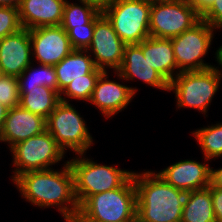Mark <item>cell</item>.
<instances>
[{"label": "cell", "instance_id": "f546056e", "mask_svg": "<svg viewBox=\"0 0 222 222\" xmlns=\"http://www.w3.org/2000/svg\"><path fill=\"white\" fill-rule=\"evenodd\" d=\"M201 19L215 29H222V0H214L212 5L201 15Z\"/></svg>", "mask_w": 222, "mask_h": 222}, {"label": "cell", "instance_id": "1f68e13d", "mask_svg": "<svg viewBox=\"0 0 222 222\" xmlns=\"http://www.w3.org/2000/svg\"><path fill=\"white\" fill-rule=\"evenodd\" d=\"M196 11L202 15L214 2V0H187Z\"/></svg>", "mask_w": 222, "mask_h": 222}, {"label": "cell", "instance_id": "4dcf8cb0", "mask_svg": "<svg viewBox=\"0 0 222 222\" xmlns=\"http://www.w3.org/2000/svg\"><path fill=\"white\" fill-rule=\"evenodd\" d=\"M211 198L216 222H222V188L211 186Z\"/></svg>", "mask_w": 222, "mask_h": 222}, {"label": "cell", "instance_id": "277c9868", "mask_svg": "<svg viewBox=\"0 0 222 222\" xmlns=\"http://www.w3.org/2000/svg\"><path fill=\"white\" fill-rule=\"evenodd\" d=\"M79 155V156H78ZM78 157V158H77ZM68 161L74 176L75 195L81 206L91 195L121 187L133 174L114 166L101 165L77 154Z\"/></svg>", "mask_w": 222, "mask_h": 222}, {"label": "cell", "instance_id": "e0dca14e", "mask_svg": "<svg viewBox=\"0 0 222 222\" xmlns=\"http://www.w3.org/2000/svg\"><path fill=\"white\" fill-rule=\"evenodd\" d=\"M46 130V119L17 105L8 110L0 141L8 143L9 148Z\"/></svg>", "mask_w": 222, "mask_h": 222}, {"label": "cell", "instance_id": "44dd1931", "mask_svg": "<svg viewBox=\"0 0 222 222\" xmlns=\"http://www.w3.org/2000/svg\"><path fill=\"white\" fill-rule=\"evenodd\" d=\"M19 105L28 111L47 119L60 102V94L49 87L19 88Z\"/></svg>", "mask_w": 222, "mask_h": 222}, {"label": "cell", "instance_id": "6da1fadb", "mask_svg": "<svg viewBox=\"0 0 222 222\" xmlns=\"http://www.w3.org/2000/svg\"><path fill=\"white\" fill-rule=\"evenodd\" d=\"M62 169L27 171L14 180L17 190L34 206H55L63 218L76 216L80 205L75 195L74 176L68 160Z\"/></svg>", "mask_w": 222, "mask_h": 222}, {"label": "cell", "instance_id": "f1b7e54d", "mask_svg": "<svg viewBox=\"0 0 222 222\" xmlns=\"http://www.w3.org/2000/svg\"><path fill=\"white\" fill-rule=\"evenodd\" d=\"M22 28L19 8L0 6V39L15 34Z\"/></svg>", "mask_w": 222, "mask_h": 222}, {"label": "cell", "instance_id": "ab89813d", "mask_svg": "<svg viewBox=\"0 0 222 222\" xmlns=\"http://www.w3.org/2000/svg\"><path fill=\"white\" fill-rule=\"evenodd\" d=\"M3 76L2 70L0 69V78Z\"/></svg>", "mask_w": 222, "mask_h": 222}, {"label": "cell", "instance_id": "9a60e30c", "mask_svg": "<svg viewBox=\"0 0 222 222\" xmlns=\"http://www.w3.org/2000/svg\"><path fill=\"white\" fill-rule=\"evenodd\" d=\"M195 160H181L157 173L168 184L184 192L201 190L210 185L211 167Z\"/></svg>", "mask_w": 222, "mask_h": 222}, {"label": "cell", "instance_id": "52a82bcc", "mask_svg": "<svg viewBox=\"0 0 222 222\" xmlns=\"http://www.w3.org/2000/svg\"><path fill=\"white\" fill-rule=\"evenodd\" d=\"M151 4L141 0H114L102 12L126 44H139L150 37Z\"/></svg>", "mask_w": 222, "mask_h": 222}, {"label": "cell", "instance_id": "7c38bea8", "mask_svg": "<svg viewBox=\"0 0 222 222\" xmlns=\"http://www.w3.org/2000/svg\"><path fill=\"white\" fill-rule=\"evenodd\" d=\"M32 59L37 64L56 65L73 48L67 32L61 26L39 27L30 30Z\"/></svg>", "mask_w": 222, "mask_h": 222}, {"label": "cell", "instance_id": "8d00e7d4", "mask_svg": "<svg viewBox=\"0 0 222 222\" xmlns=\"http://www.w3.org/2000/svg\"><path fill=\"white\" fill-rule=\"evenodd\" d=\"M215 55V58L217 59L216 61L219 63L218 65H220V68H222V45L217 49Z\"/></svg>", "mask_w": 222, "mask_h": 222}, {"label": "cell", "instance_id": "ffe728a7", "mask_svg": "<svg viewBox=\"0 0 222 222\" xmlns=\"http://www.w3.org/2000/svg\"><path fill=\"white\" fill-rule=\"evenodd\" d=\"M88 54L87 50H73L54 65L59 94L72 80L85 78V75L96 68L93 58Z\"/></svg>", "mask_w": 222, "mask_h": 222}, {"label": "cell", "instance_id": "603a6c76", "mask_svg": "<svg viewBox=\"0 0 222 222\" xmlns=\"http://www.w3.org/2000/svg\"><path fill=\"white\" fill-rule=\"evenodd\" d=\"M32 64H34V62L31 63L17 78L19 88H36L37 86H46L58 92V83L54 66L39 64L38 69H33Z\"/></svg>", "mask_w": 222, "mask_h": 222}, {"label": "cell", "instance_id": "83f0119b", "mask_svg": "<svg viewBox=\"0 0 222 222\" xmlns=\"http://www.w3.org/2000/svg\"><path fill=\"white\" fill-rule=\"evenodd\" d=\"M19 100L20 92L17 77L3 75L0 78V103L10 109L19 105Z\"/></svg>", "mask_w": 222, "mask_h": 222}, {"label": "cell", "instance_id": "d6986e66", "mask_svg": "<svg viewBox=\"0 0 222 222\" xmlns=\"http://www.w3.org/2000/svg\"><path fill=\"white\" fill-rule=\"evenodd\" d=\"M142 51L151 67L169 83L179 74L171 39L150 36L142 41Z\"/></svg>", "mask_w": 222, "mask_h": 222}, {"label": "cell", "instance_id": "d6a6232c", "mask_svg": "<svg viewBox=\"0 0 222 222\" xmlns=\"http://www.w3.org/2000/svg\"><path fill=\"white\" fill-rule=\"evenodd\" d=\"M217 188H222V168L213 169L211 167L210 185Z\"/></svg>", "mask_w": 222, "mask_h": 222}, {"label": "cell", "instance_id": "9c48e42d", "mask_svg": "<svg viewBox=\"0 0 222 222\" xmlns=\"http://www.w3.org/2000/svg\"><path fill=\"white\" fill-rule=\"evenodd\" d=\"M216 31L202 19L191 29L171 38L177 68L180 72L200 71L214 67L204 63V56L210 49Z\"/></svg>", "mask_w": 222, "mask_h": 222}, {"label": "cell", "instance_id": "8992f818", "mask_svg": "<svg viewBox=\"0 0 222 222\" xmlns=\"http://www.w3.org/2000/svg\"><path fill=\"white\" fill-rule=\"evenodd\" d=\"M86 121L68 102L60 101L46 119V130L53 136L57 144L75 154L85 153L93 145Z\"/></svg>", "mask_w": 222, "mask_h": 222}, {"label": "cell", "instance_id": "cb8c5ba5", "mask_svg": "<svg viewBox=\"0 0 222 222\" xmlns=\"http://www.w3.org/2000/svg\"><path fill=\"white\" fill-rule=\"evenodd\" d=\"M192 134L207 161L222 157V123L197 129Z\"/></svg>", "mask_w": 222, "mask_h": 222}, {"label": "cell", "instance_id": "3957f363", "mask_svg": "<svg viewBox=\"0 0 222 222\" xmlns=\"http://www.w3.org/2000/svg\"><path fill=\"white\" fill-rule=\"evenodd\" d=\"M133 175L119 188L91 195L79 209L85 222H136Z\"/></svg>", "mask_w": 222, "mask_h": 222}, {"label": "cell", "instance_id": "30bf717a", "mask_svg": "<svg viewBox=\"0 0 222 222\" xmlns=\"http://www.w3.org/2000/svg\"><path fill=\"white\" fill-rule=\"evenodd\" d=\"M201 15L187 0L151 4L149 32L156 38L171 39L191 29Z\"/></svg>", "mask_w": 222, "mask_h": 222}, {"label": "cell", "instance_id": "d4e9b609", "mask_svg": "<svg viewBox=\"0 0 222 222\" xmlns=\"http://www.w3.org/2000/svg\"><path fill=\"white\" fill-rule=\"evenodd\" d=\"M78 1L80 5L77 3H69L67 0L65 1L63 19L60 25L62 28L84 27V25L88 24L100 12L93 4L83 0Z\"/></svg>", "mask_w": 222, "mask_h": 222}, {"label": "cell", "instance_id": "4fadbf2b", "mask_svg": "<svg viewBox=\"0 0 222 222\" xmlns=\"http://www.w3.org/2000/svg\"><path fill=\"white\" fill-rule=\"evenodd\" d=\"M32 62L29 29L22 28L0 39V69L4 76L18 78Z\"/></svg>", "mask_w": 222, "mask_h": 222}, {"label": "cell", "instance_id": "e575fe53", "mask_svg": "<svg viewBox=\"0 0 222 222\" xmlns=\"http://www.w3.org/2000/svg\"><path fill=\"white\" fill-rule=\"evenodd\" d=\"M21 0H0L1 7H14L19 8Z\"/></svg>", "mask_w": 222, "mask_h": 222}, {"label": "cell", "instance_id": "8fae6325", "mask_svg": "<svg viewBox=\"0 0 222 222\" xmlns=\"http://www.w3.org/2000/svg\"><path fill=\"white\" fill-rule=\"evenodd\" d=\"M125 46L114 31L112 23L103 14L95 22L93 38L87 49L90 55L93 53L91 57L94 58L96 68L102 71L113 69L116 72L122 64Z\"/></svg>", "mask_w": 222, "mask_h": 222}, {"label": "cell", "instance_id": "2e32d148", "mask_svg": "<svg viewBox=\"0 0 222 222\" xmlns=\"http://www.w3.org/2000/svg\"><path fill=\"white\" fill-rule=\"evenodd\" d=\"M115 74L122 80L130 81L138 78L143 83L169 92V82L145 59L142 42L125 46L122 64Z\"/></svg>", "mask_w": 222, "mask_h": 222}, {"label": "cell", "instance_id": "7402d4cb", "mask_svg": "<svg viewBox=\"0 0 222 222\" xmlns=\"http://www.w3.org/2000/svg\"><path fill=\"white\" fill-rule=\"evenodd\" d=\"M181 222H216L211 186L187 192Z\"/></svg>", "mask_w": 222, "mask_h": 222}, {"label": "cell", "instance_id": "836d02e7", "mask_svg": "<svg viewBox=\"0 0 222 222\" xmlns=\"http://www.w3.org/2000/svg\"><path fill=\"white\" fill-rule=\"evenodd\" d=\"M87 3L93 4L100 11H103L108 5H110L114 0H83Z\"/></svg>", "mask_w": 222, "mask_h": 222}, {"label": "cell", "instance_id": "5bb4252c", "mask_svg": "<svg viewBox=\"0 0 222 222\" xmlns=\"http://www.w3.org/2000/svg\"><path fill=\"white\" fill-rule=\"evenodd\" d=\"M108 72L104 71L98 78L90 104L101 110L102 115L110 118L125 109L137 93V88L108 79Z\"/></svg>", "mask_w": 222, "mask_h": 222}, {"label": "cell", "instance_id": "ba28073f", "mask_svg": "<svg viewBox=\"0 0 222 222\" xmlns=\"http://www.w3.org/2000/svg\"><path fill=\"white\" fill-rule=\"evenodd\" d=\"M9 150L16 167L12 181L27 171L52 169L50 166L62 161L66 153L47 130L17 143Z\"/></svg>", "mask_w": 222, "mask_h": 222}, {"label": "cell", "instance_id": "484cf974", "mask_svg": "<svg viewBox=\"0 0 222 222\" xmlns=\"http://www.w3.org/2000/svg\"><path fill=\"white\" fill-rule=\"evenodd\" d=\"M101 69L95 68L91 73L85 75V78H78L72 80L60 93V101L70 102L68 99H77L89 102L96 82L99 76L103 73ZM61 94L63 96H61ZM68 99H66L67 97Z\"/></svg>", "mask_w": 222, "mask_h": 222}, {"label": "cell", "instance_id": "7a4b0ae2", "mask_svg": "<svg viewBox=\"0 0 222 222\" xmlns=\"http://www.w3.org/2000/svg\"><path fill=\"white\" fill-rule=\"evenodd\" d=\"M136 188V222H181L187 193L176 189L157 172L133 171Z\"/></svg>", "mask_w": 222, "mask_h": 222}, {"label": "cell", "instance_id": "4316f807", "mask_svg": "<svg viewBox=\"0 0 222 222\" xmlns=\"http://www.w3.org/2000/svg\"><path fill=\"white\" fill-rule=\"evenodd\" d=\"M103 15L100 11L84 27L63 28L69 37L73 50H87L93 38L95 22Z\"/></svg>", "mask_w": 222, "mask_h": 222}, {"label": "cell", "instance_id": "5b68a950", "mask_svg": "<svg viewBox=\"0 0 222 222\" xmlns=\"http://www.w3.org/2000/svg\"><path fill=\"white\" fill-rule=\"evenodd\" d=\"M219 69L214 65L200 71L180 72L169 83V91L175 93L178 109L194 108L206 115L221 84L222 69Z\"/></svg>", "mask_w": 222, "mask_h": 222}, {"label": "cell", "instance_id": "74e56055", "mask_svg": "<svg viewBox=\"0 0 222 222\" xmlns=\"http://www.w3.org/2000/svg\"><path fill=\"white\" fill-rule=\"evenodd\" d=\"M65 222H85L79 215L64 218Z\"/></svg>", "mask_w": 222, "mask_h": 222}, {"label": "cell", "instance_id": "f35d334b", "mask_svg": "<svg viewBox=\"0 0 222 222\" xmlns=\"http://www.w3.org/2000/svg\"><path fill=\"white\" fill-rule=\"evenodd\" d=\"M141 1H144V2L149 3V4H154V3L167 2V1H170V0H141Z\"/></svg>", "mask_w": 222, "mask_h": 222}, {"label": "cell", "instance_id": "ac0fdd59", "mask_svg": "<svg viewBox=\"0 0 222 222\" xmlns=\"http://www.w3.org/2000/svg\"><path fill=\"white\" fill-rule=\"evenodd\" d=\"M66 0H21L19 18L23 28L60 26Z\"/></svg>", "mask_w": 222, "mask_h": 222}, {"label": "cell", "instance_id": "d590c367", "mask_svg": "<svg viewBox=\"0 0 222 222\" xmlns=\"http://www.w3.org/2000/svg\"><path fill=\"white\" fill-rule=\"evenodd\" d=\"M9 108L0 103V132L3 128Z\"/></svg>", "mask_w": 222, "mask_h": 222}]
</instances>
